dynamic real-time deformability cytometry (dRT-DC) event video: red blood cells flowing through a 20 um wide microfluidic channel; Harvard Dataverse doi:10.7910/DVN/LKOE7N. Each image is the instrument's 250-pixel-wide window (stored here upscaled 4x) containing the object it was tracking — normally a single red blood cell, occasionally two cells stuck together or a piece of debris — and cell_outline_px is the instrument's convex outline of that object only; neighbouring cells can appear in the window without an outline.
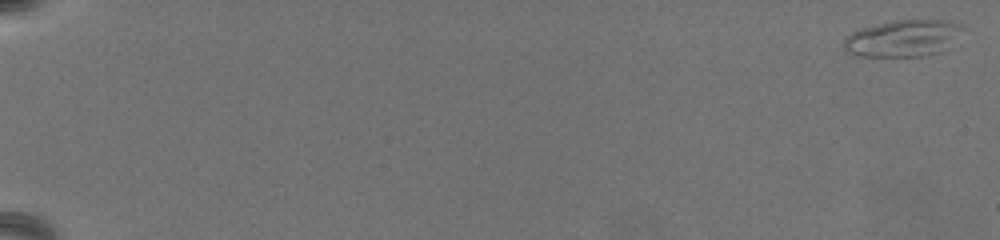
{"species": "common noctule bat (a hibernating species)", "species_latin": "Nyctalus noctula", "temperature_condition": "warm", "stored_images_in_passage": 3, "camera_frame_rate_fps": 3000, "um_per_image_px": 0.085, "animal": {"sex": "female", "body_mass_g": 19.5, "forearm_length_mm": 54.1}, "frame": {"image": 1, "passage_image": 1, "time_ms": 0.0, "image_size_px": [1000, 240], "cell_outline_px": [[964, 28], [940, 52], [924, 56], [856, 56], [844, 52], [844, 40], [852, 32], [860, 28], [896, 20], [944, 20], [960, 24]], "centroid_in_image_um": [76.68, 3.26], "position_along_channel_um": 8.3, "area_um2": 25.09}}